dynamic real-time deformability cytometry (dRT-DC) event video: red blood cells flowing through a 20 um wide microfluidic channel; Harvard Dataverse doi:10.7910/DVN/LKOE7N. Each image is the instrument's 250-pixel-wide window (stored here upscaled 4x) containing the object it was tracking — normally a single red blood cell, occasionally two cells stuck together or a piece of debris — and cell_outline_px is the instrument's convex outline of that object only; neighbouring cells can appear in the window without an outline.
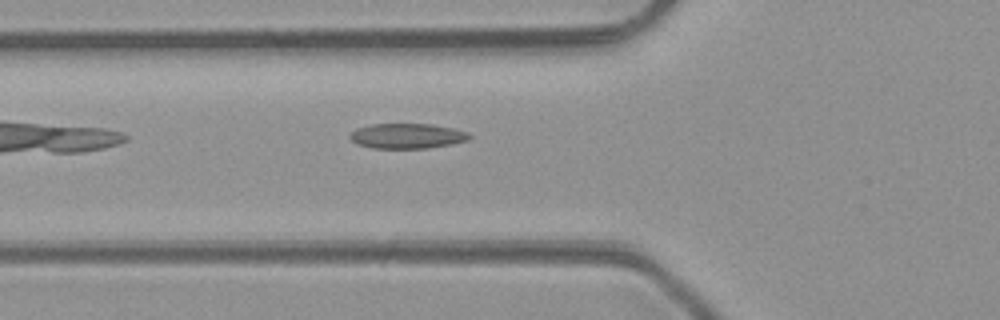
{"species": "common noctule bat (a hibernating species)", "species_latin": "Nyctalus noctula", "temperature_condition": "room temperature", "stored_images_in_passage": 5, "camera_frame_rate_fps": 3000, "um_per_image_px": 0.085, "animal": {"sex": "male", "body_mass_g": 23.1, "forearm_length_mm": 52.7}, "frame": {"image": 1, "passage_image": 5, "time_ms": 5.667, "image_size_px": [1000, 320], "cell_outline_px": [[472, 136], [468, 140], [452, 144], [428, 148], [372, 148], [356, 144], [348, 136], [348, 132], [356, 128], [372, 124], [432, 124], [452, 128], [468, 132]], "centroid_in_image_um": [34.57, 11.55], "position_along_channel_um": 91.2, "area_um2": 17.63}}